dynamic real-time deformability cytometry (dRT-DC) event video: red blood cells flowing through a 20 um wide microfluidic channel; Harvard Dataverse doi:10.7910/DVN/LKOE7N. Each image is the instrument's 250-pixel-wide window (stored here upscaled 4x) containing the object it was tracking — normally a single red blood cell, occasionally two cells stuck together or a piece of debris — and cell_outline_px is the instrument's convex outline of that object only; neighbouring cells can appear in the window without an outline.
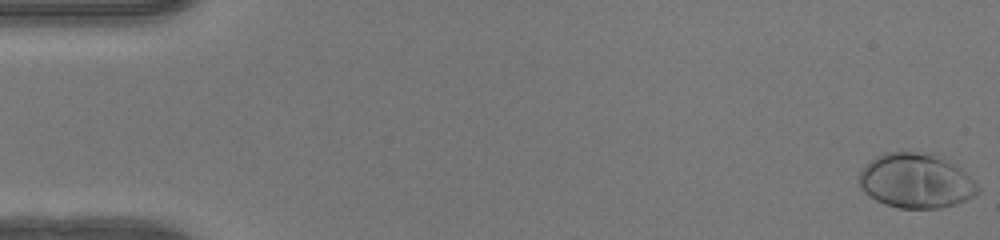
{"species": "human", "species_latin": "Homo sapiens", "temperature_condition": "warm", "stored_images_in_passage": 51, "camera_frame_rate_fps": 3000, "um_per_image_px": 0.085, "donor": {"sex": "female"}, "frame": {"image": 1, "passage_image": 1, "time_ms": 0.0, "image_size_px": [1000, 240], "cell_outline_px": [[980, 192], [956, 204], [940, 208], [900, 208], [884, 204], [876, 200], [864, 192], [860, 188], [860, 172], [872, 160], [884, 152], [916, 152], [932, 156], [956, 164], [980, 188]], "centroid_in_image_um": [77.85, 15.4], "position_along_channel_um": 7.2, "area_um2": 37.11}}
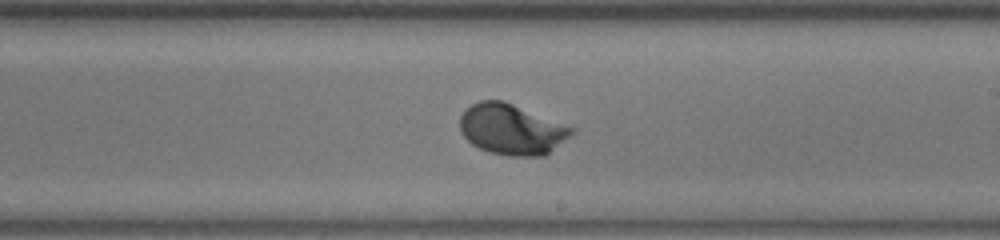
{"frame": {"image": 2, "passage_image": 30, "time_ms": 9.667, "image_size_px": [1000, 240], "cell_outline_px": [[576, 132], [544, 156], [508, 156], [488, 152], [472, 144], [460, 132], [460, 116], [472, 104], [480, 100], [504, 100], [576, 128]], "centroid_in_image_um": [43.51, 10.99], "position_along_channel_um": 245.5, "area_um2": 33.12}}
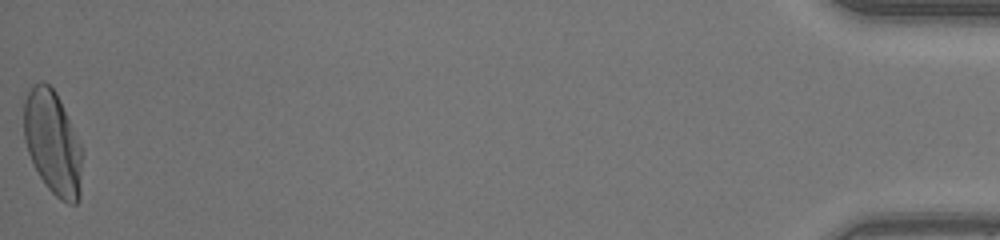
{"frame": {"image": 3, "passage_image": 51, "time_ms": 16.667, "image_size_px": [1000, 240], "cell_outline_px": [[80, 200], [76, 204], [68, 204], [60, 200], [44, 184], [32, 164], [24, 140], [24, 100], [32, 84], [40, 80], [44, 80], [56, 92], [60, 100], [80, 144]], "centroid_in_image_um": [4.44, 12.13], "position_along_channel_um": 430.8, "area_um2": 35.14}, "authors_computed_cell_mechanics": {"area_um2": 32.7148, "velocity_mm_per_s": 4.1218, "shape_relaxation_time_tau1_ms": 1.759, "shape_relaxation_time_tau2_ms": null, "deformation_change_tau1": 0.1554, "deformation_change_tau2": null}}